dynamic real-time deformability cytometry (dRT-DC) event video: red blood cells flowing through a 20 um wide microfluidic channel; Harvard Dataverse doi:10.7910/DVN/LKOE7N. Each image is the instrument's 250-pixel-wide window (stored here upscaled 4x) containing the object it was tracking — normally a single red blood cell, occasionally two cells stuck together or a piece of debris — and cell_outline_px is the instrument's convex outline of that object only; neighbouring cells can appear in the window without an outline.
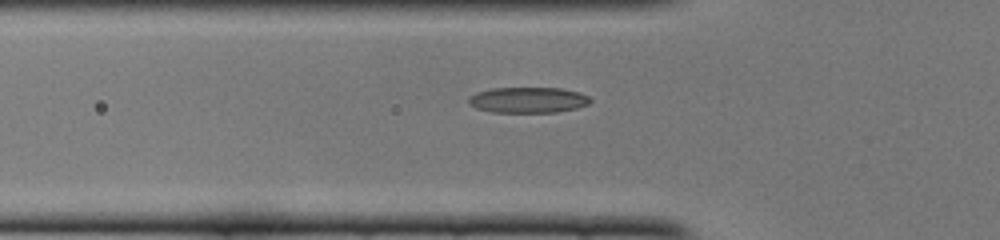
{"species": "common noctule bat (a hibernating species)", "species_latin": "Nyctalus noctula", "temperature_condition": "cold", "stored_images_in_passage": 43, "camera_frame_rate_fps": 3000, "um_per_image_px": 0.085, "animal": {"sex": "female", "body_mass_g": 22.0, "forearm_length_mm": 56.7}, "frame": {"image": 1, "passage_image": 15, "time_ms": 4.667, "image_size_px": [1000, 240], "cell_outline_px": [[592, 100], [588, 104], [576, 108], [556, 112], [492, 112], [476, 108], [468, 104], [468, 96], [476, 92], [492, 88], [560, 88], [580, 92], [588, 96]], "centroid_in_image_um": [44.86, 8.49], "position_along_channel_um": 80.9, "area_um2": 18.32}}
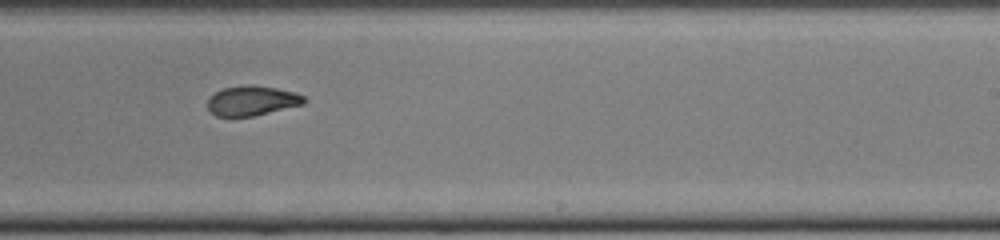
{"frame": {"image": 2, "passage_image": 29, "time_ms": 9.333, "image_size_px": [1000, 240], "cell_outline_px": [[308, 100], [304, 104], [252, 116], [216, 116], [208, 108], [208, 96], [224, 88], [244, 84], [252, 84], [276, 88], [296, 92], [304, 96]], "centroid_in_image_um": [21.44, 8.54], "position_along_channel_um": 267.6, "area_um2": 16.82}}
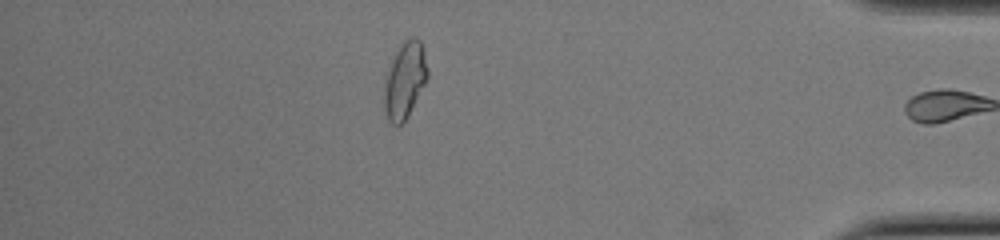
{"frame": {"image": 3, "passage_image": 42, "time_ms": 13.667, "image_size_px": [1000, 240], "cell_outline_px": [[428, 80], [408, 116], [400, 124], [392, 124], [388, 120], [384, 108], [384, 84], [388, 64], [404, 40], [408, 36], [416, 36], [420, 40], [424, 52], [428, 68]], "centroid_in_image_um": [34.42, 6.79], "position_along_channel_um": 400.8, "area_um2": 19.59}, "authors_computed_cell_mechanics": {"area_um2": 17.4556, "velocity_mm_per_s": 4.0107, "shape_relaxation_time_tau1_ms": 9.948, "shape_relaxation_time_tau2_ms": 2.2215, "deformation_change_tau1": 0.3075, "deformation_change_tau2": 0.0786}}